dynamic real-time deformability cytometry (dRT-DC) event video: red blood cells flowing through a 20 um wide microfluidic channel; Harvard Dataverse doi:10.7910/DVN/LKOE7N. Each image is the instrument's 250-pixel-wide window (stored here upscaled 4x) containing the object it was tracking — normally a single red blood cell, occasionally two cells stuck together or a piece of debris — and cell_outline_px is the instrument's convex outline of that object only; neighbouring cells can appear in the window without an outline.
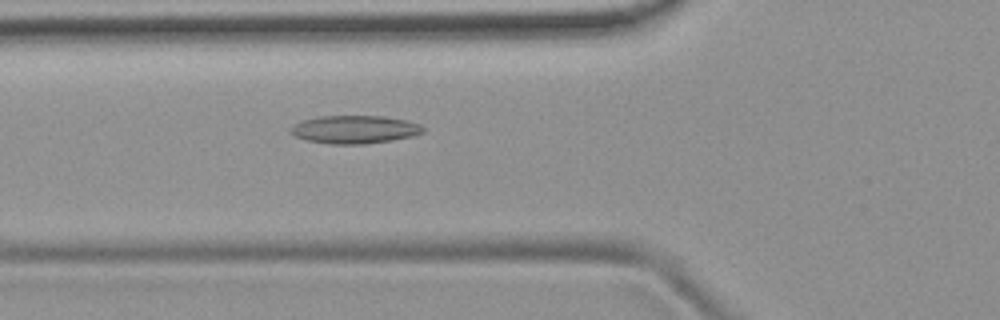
{"species": "common noctule bat (a hibernating species)", "species_latin": "Nyctalus noctula", "temperature_condition": "room temperature", "stored_images_in_passage": 36, "camera_frame_rate_fps": 3000, "um_per_image_px": 0.085, "animal": {"sex": "female", "body_mass_g": 19.9}, "frame": {"image": 1, "passage_image": 10, "time_ms": 3.0, "image_size_px": [1000, 320], "cell_outline_px": [[424, 132], [412, 136], [392, 140], [364, 144], [332, 144], [308, 140], [296, 136], [288, 132], [288, 128], [292, 124], [300, 120], [316, 116], [384, 116], [404, 120], [420, 124], [424, 128]], "centroid_in_image_um": [30.08, 10.99], "position_along_channel_um": 95.7, "area_um2": 21.79}}
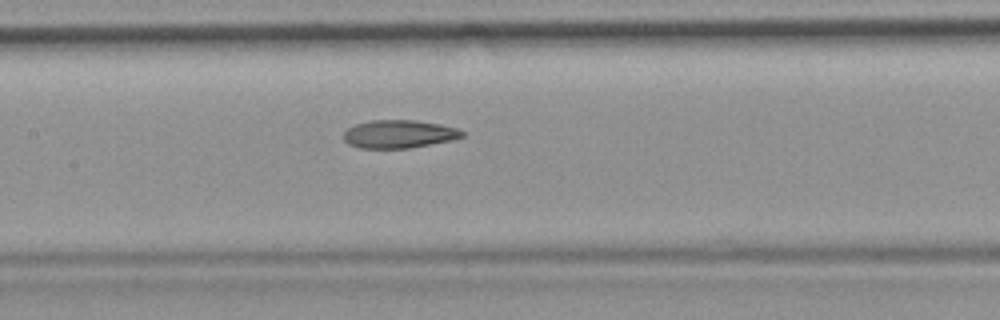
{"frame": {"image": 2, "passage_image": 16, "time_ms": 5.0, "image_size_px": [1000, 320], "cell_outline_px": [[464, 136], [452, 140], [408, 148], [360, 148], [348, 144], [344, 140], [344, 132], [348, 128], [356, 124], [372, 120], [416, 120], [440, 124], [456, 128], [464, 132]], "centroid_in_image_um": [33.9, 11.39], "position_along_channel_um": 173.5, "area_um2": 19.31}}
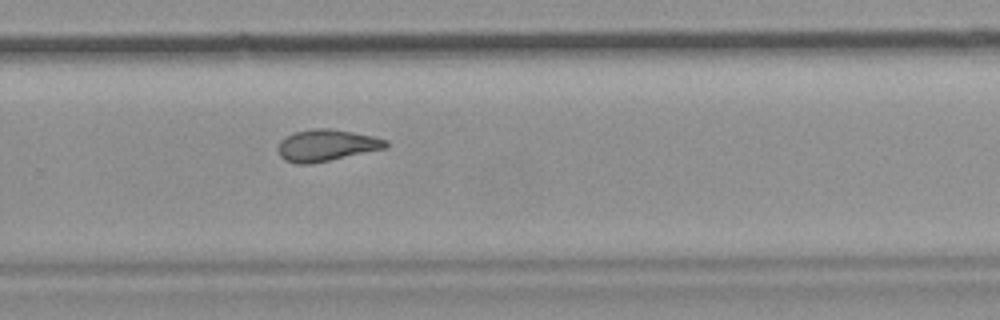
{"frame": {"image": 3, "passage_image": 26, "time_ms": 8.333, "image_size_px": [1000, 320], "cell_outline_px": [[388, 148], [312, 164], [296, 164], [284, 160], [280, 156], [276, 148], [280, 140], [284, 136], [292, 132], [312, 128], [332, 128], [372, 136], [388, 140]], "centroid_in_image_um": [27.71, 12.35], "position_along_channel_um": 302.1, "area_um2": 20.35}, "authors_computed_cell_mechanics": {"area_um2": 20.1144, "velocity_mm_per_s": 3.8785, "shape_relaxation_time_tau1_ms": null, "shape_relaxation_time_tau2_ms": 3.3851, "deformation_change_tau1": null, "deformation_change_tau2": 0.1063}}